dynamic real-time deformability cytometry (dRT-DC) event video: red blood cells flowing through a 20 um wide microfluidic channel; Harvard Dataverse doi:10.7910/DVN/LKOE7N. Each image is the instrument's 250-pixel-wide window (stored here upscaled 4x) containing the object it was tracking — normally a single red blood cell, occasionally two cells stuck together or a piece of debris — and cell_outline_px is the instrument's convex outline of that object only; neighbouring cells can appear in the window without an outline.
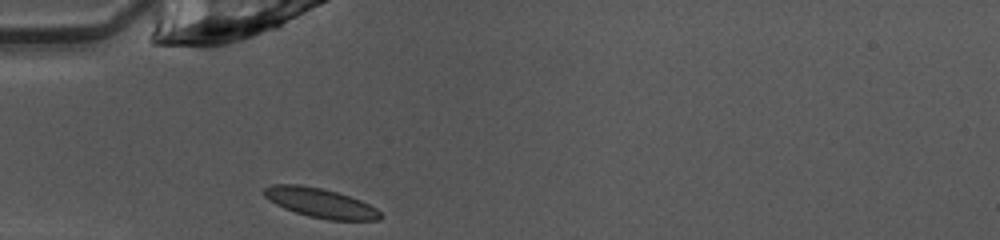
{"species": "common noctule bat (a hibernating species)", "species_latin": "Nyctalus noctula", "temperature_condition": "warm", "stored_images_in_passage": 35, "camera_frame_rate_fps": 3000, "um_per_image_px": 0.085, "animal": {"sex": "female", "body_mass_g": 10.0, "forearm_length_mm": 53.1}, "frame": {"image": 1, "passage_image": 1, "time_ms": 0.0, "image_size_px": [1000, 240], "cell_outline_px": [[384, 216], [380, 220], [328, 220], [308, 216], [284, 208], [276, 204], [264, 196], [264, 188], [272, 184], [300, 184], [320, 188], [336, 192], [360, 200], [376, 208]], "centroid_in_image_um": [27.24, 17.25], "position_along_channel_um": 57.8, "area_um2": 19.83}}
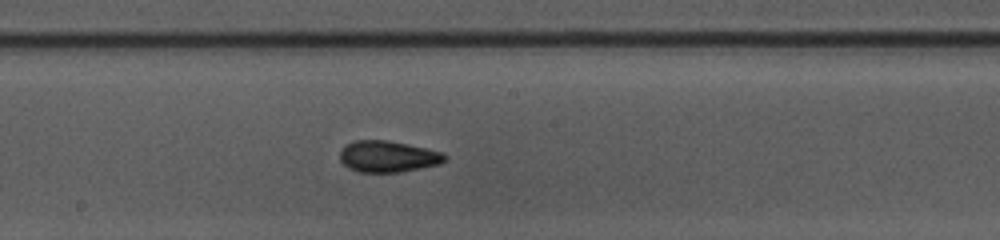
{"frame": {"image": 2, "passage_image": 13, "time_ms": 4.0, "image_size_px": [1000, 240], "cell_outline_px": [[448, 156], [440, 164], [400, 172], [356, 172], [348, 168], [340, 160], [340, 148], [344, 144], [356, 140], [388, 140], [408, 144], [444, 152]], "centroid_in_image_um": [32.95, 13.29], "position_along_channel_um": 215.2, "area_um2": 19.42}}
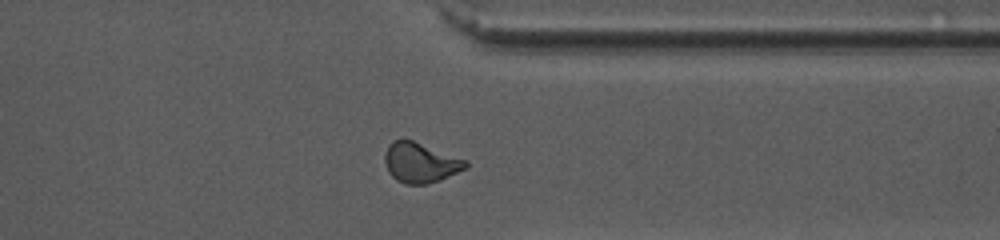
{"frame": {"image": 3, "passage_image": 25, "time_ms": 8.0, "image_size_px": [1000, 240], "cell_outline_px": [[468, 168], [440, 180], [428, 184], [404, 184], [396, 180], [388, 172], [384, 160], [384, 152], [388, 144], [392, 140], [412, 140], [468, 160]], "centroid_in_image_um": [35.73, 13.83], "position_along_channel_um": 375.7, "area_um2": 19.07}, "authors_computed_cell_mechanics": {"area_um2": 18.7272, "velocity_mm_per_s": 4.0483, "shape_relaxation_time_tau1_ms": 6.3106, "shape_relaxation_time_tau2_ms": 1.8087, "deformation_change_tau1": 0.1541, "deformation_change_tau2": 0.0834}}